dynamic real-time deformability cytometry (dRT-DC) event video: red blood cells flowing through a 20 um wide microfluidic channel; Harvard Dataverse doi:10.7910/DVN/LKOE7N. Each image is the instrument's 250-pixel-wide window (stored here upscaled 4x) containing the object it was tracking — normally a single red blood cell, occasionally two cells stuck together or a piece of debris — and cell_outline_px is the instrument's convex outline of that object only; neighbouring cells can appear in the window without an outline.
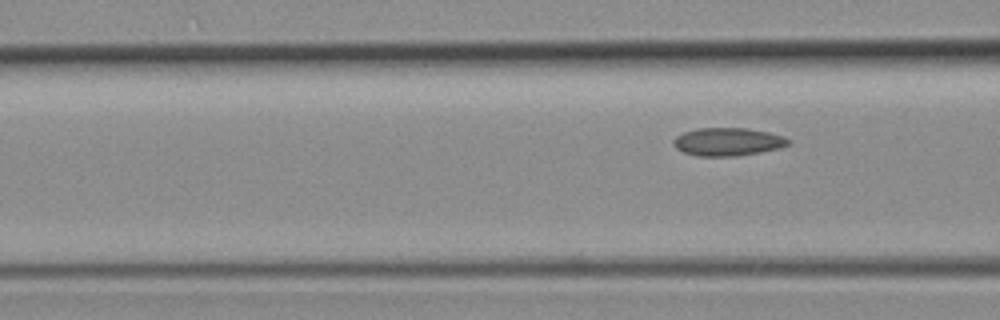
{"species": "common noctule bat (a hibernating species)", "species_latin": "Nyctalus noctula", "temperature_condition": "room temperature", "stored_images_in_passage": 6, "camera_frame_rate_fps": 3000, "um_per_image_px": 0.085, "animal": {"sex": "female", "body_mass_g": 19.3, "forearm_length_mm": 54.1}, "frame": {"image": 1, "passage_image": 6, "time_ms": 6.0, "image_size_px": [1000, 320], "cell_outline_px": [[792, 144], [780, 148], [740, 156], [696, 156], [684, 152], [676, 148], [672, 144], [672, 140], [676, 136], [684, 132], [696, 128], [748, 128], [768, 132], [784, 136], [792, 140]], "centroid_in_image_um": [61.89, 12.05], "position_along_channel_um": 104.7, "area_um2": 19.07}}